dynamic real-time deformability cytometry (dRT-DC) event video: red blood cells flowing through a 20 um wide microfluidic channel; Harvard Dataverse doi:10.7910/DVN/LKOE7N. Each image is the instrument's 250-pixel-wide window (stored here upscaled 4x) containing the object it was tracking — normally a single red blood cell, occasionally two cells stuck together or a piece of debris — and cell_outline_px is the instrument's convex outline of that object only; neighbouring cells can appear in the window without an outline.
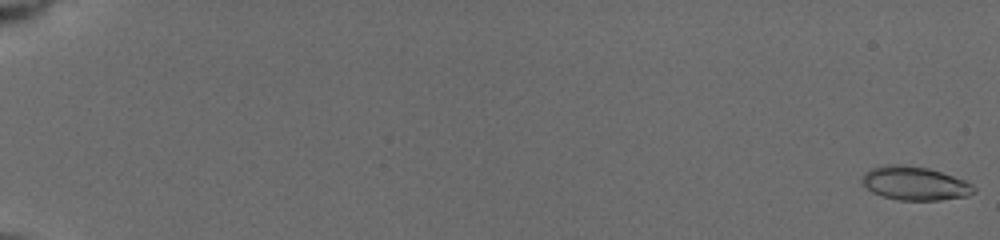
{"species": "common noctule bat (a hibernating species)", "species_latin": "Nyctalus noctula", "temperature_condition": "cold", "stored_images_in_passage": 64, "camera_frame_rate_fps": 3000, "um_per_image_px": 0.085, "animal": {"sex": "female", "body_mass_g": 19.5, "forearm_length_mm": 54.1}, "frame": {"image": 1, "passage_image": 1, "time_ms": 0.0, "image_size_px": [1000, 240], "cell_outline_px": [[976, 192], [968, 196], [940, 200], [896, 200], [872, 192], [860, 180], [872, 168], [896, 164], [928, 168], [964, 180], [972, 184], [976, 188]], "centroid_in_image_um": [77.81, 15.61], "position_along_channel_um": 7.2, "area_um2": 21.56}}
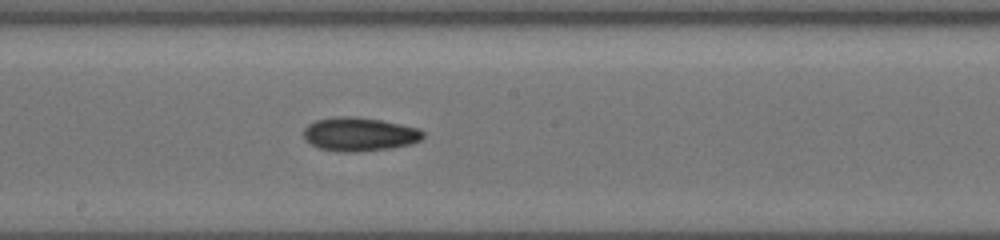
{"frame": {"image": 2, "passage_image": 37, "time_ms": 10.667, "image_size_px": [1000, 240], "cell_outline_px": [[424, 136], [420, 140], [412, 144], [392, 148], [356, 152], [340, 152], [320, 148], [304, 140], [304, 128], [308, 124], [316, 120], [336, 116], [348, 116], [380, 120], [420, 128], [424, 132]], "centroid_in_image_um": [30.56, 11.41], "position_along_channel_um": 217.6, "area_um2": 23.52}}
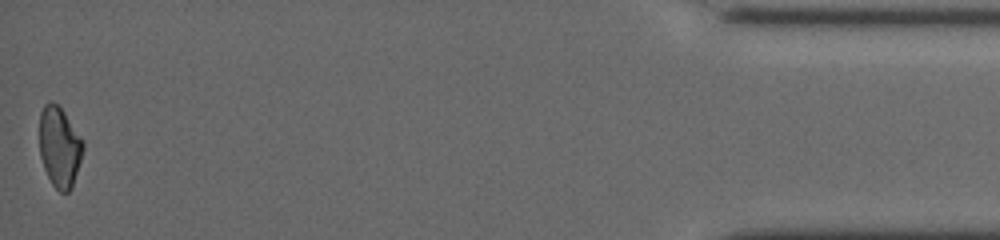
{"frame": {"image": 3, "passage_image": 64, "time_ms": 18.0, "image_size_px": [1000, 240], "cell_outline_px": [[84, 148], [72, 188], [68, 192], [60, 192], [52, 184], [44, 168], [40, 156], [40, 112], [44, 104], [52, 100], [64, 112], [84, 140]], "centroid_in_image_um": [5.07, 12.48], "position_along_channel_um": 430.1, "area_um2": 20.46}, "authors_computed_cell_mechanics": {"area_um2": 21.6172, "velocity_mm_per_s": 3.9375, "shape_relaxation_time_tau1_ms": null, "shape_relaxation_time_tau2_ms": 9.7683, "deformation_change_tau1": null, "deformation_change_tau2": 0.1536}}